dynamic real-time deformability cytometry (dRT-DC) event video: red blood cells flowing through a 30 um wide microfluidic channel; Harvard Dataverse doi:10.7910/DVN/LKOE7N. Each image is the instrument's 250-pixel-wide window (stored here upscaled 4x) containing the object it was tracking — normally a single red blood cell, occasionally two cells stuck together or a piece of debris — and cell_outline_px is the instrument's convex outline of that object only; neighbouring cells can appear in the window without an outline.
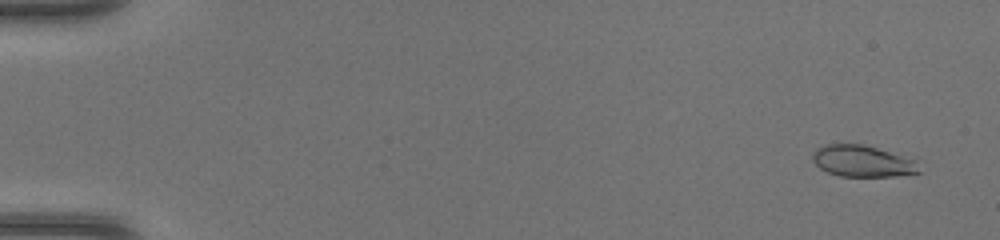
{"species": "common noctule bat (a hibernating species)", "species_latin": "Nyctalus noctula", "temperature_condition": "warm", "stored_images_in_passage": 14, "camera_frame_rate_fps": 3000, "um_per_image_px": 0.085, "animal": {"sex": "female", "body_mass_g": 17.0, "forearm_length_mm": 48.0}, "frame": {"image": 1, "passage_image": 3, "time_ms": 0.667, "image_size_px": [1000, 240], "cell_outline_px": [[920, 172], [896, 176], [840, 176], [828, 172], [820, 168], [812, 160], [812, 152], [816, 148], [828, 144], [864, 144], [916, 160]], "centroid_in_image_um": [73.28, 13.69], "position_along_channel_um": 11.7, "area_um2": 19.42}}